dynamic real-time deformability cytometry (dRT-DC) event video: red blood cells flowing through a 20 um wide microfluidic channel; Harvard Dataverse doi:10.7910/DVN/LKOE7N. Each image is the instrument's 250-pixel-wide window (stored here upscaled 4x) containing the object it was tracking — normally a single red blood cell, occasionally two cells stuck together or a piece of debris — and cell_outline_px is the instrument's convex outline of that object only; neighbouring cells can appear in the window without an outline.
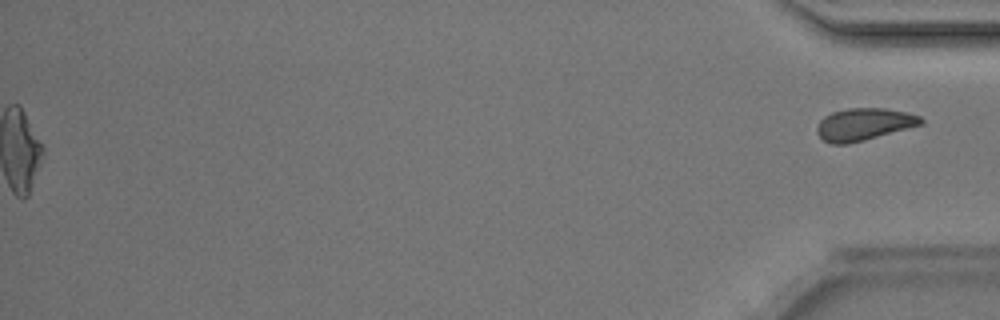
{"species": "Egyptian fruit bat (a non-hibernating species)", "species_latin": "Rousettus aegyptiacus", "temperature_condition": "room temperature", "stored_images_in_passage": 34, "segment_of_instrument_passage": [2, 2], "camera_frame_rate_fps": 3000, "um_per_image_px": 0.085, "animal": {"sex": "male"}, "frame": {"image": 1, "passage_image": 34, "time_ms": 11.0, "image_size_px": [1000, 320], "cell_outline_px": [[924, 124], [864, 140], [848, 144], [832, 144], [824, 140], [816, 132], [816, 128], [820, 120], [824, 116], [832, 112], [848, 108], [884, 108], [908, 112], [920, 116], [924, 120]], "centroid_in_image_um": [73.44, 10.56], "position_along_channel_um": 361.8, "area_um2": 19.59}}